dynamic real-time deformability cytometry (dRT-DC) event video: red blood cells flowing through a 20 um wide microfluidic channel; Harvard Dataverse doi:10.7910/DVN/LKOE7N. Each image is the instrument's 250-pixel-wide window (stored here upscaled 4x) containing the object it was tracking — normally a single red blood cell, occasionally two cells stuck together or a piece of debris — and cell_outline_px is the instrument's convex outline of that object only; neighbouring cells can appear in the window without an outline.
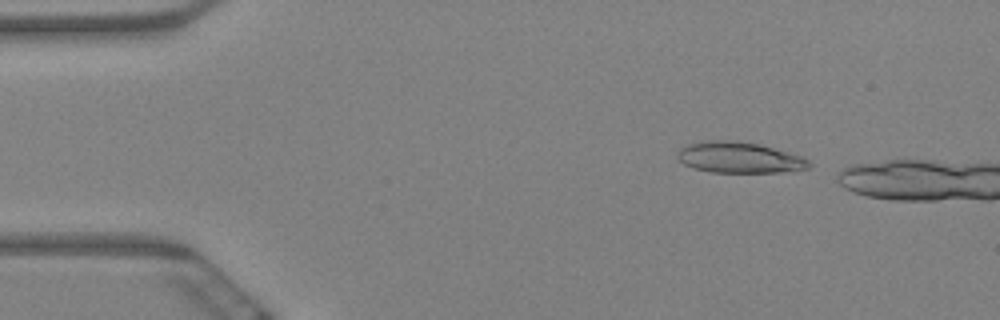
{"species": "Egyptian fruit bat (a non-hibernating species)", "species_latin": "Rousettus aegyptiacus", "temperature_condition": "warm", "stored_images_in_passage": 4, "camera_frame_rate_fps": 3000, "um_per_image_px": 0.085, "animal": {"sex": "female"}, "frame": {"image": 1, "passage_image": 1, "time_ms": 0.0, "image_size_px": [1000, 320], "cell_outline_px": [[812, 164], [808, 168], [784, 172], [712, 172], [692, 168], [684, 164], [676, 156], [676, 152], [680, 148], [688, 144], [700, 140], [728, 140], [760, 144], [804, 156]], "centroid_in_image_um": [62.83, 13.38], "position_along_channel_um": 22.2, "area_um2": 23.99}}